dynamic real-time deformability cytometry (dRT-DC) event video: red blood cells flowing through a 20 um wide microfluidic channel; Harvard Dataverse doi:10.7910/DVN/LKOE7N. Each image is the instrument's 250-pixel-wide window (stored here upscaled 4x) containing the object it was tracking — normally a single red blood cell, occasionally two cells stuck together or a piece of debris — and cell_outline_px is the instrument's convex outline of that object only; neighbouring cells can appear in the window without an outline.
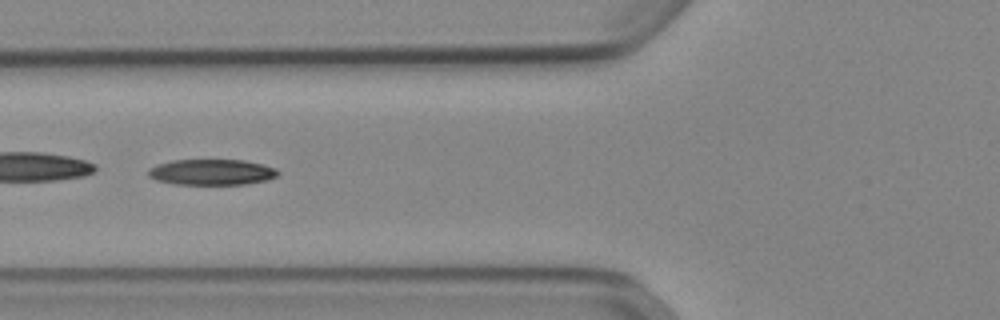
{"species": "Egyptian fruit bat (a non-hibernating species)", "species_latin": "Rousettus aegyptiacus", "temperature_condition": "cold", "stored_images_in_passage": 37, "camera_frame_rate_fps": 3000, "um_per_image_px": 0.085, "animal": {"sex": "female"}, "frame": {"image": 1, "passage_image": 6, "time_ms": 1.667, "image_size_px": [1000, 320], "cell_outline_px": [[280, 172], [276, 176], [268, 180], [244, 184], [172, 184], [156, 180], [148, 176], [148, 172], [152, 168], [160, 164], [172, 160], [244, 160], [276, 168]], "centroid_in_image_um": [18.02, 14.63], "position_along_channel_um": 107.8, "area_um2": 19.31}}
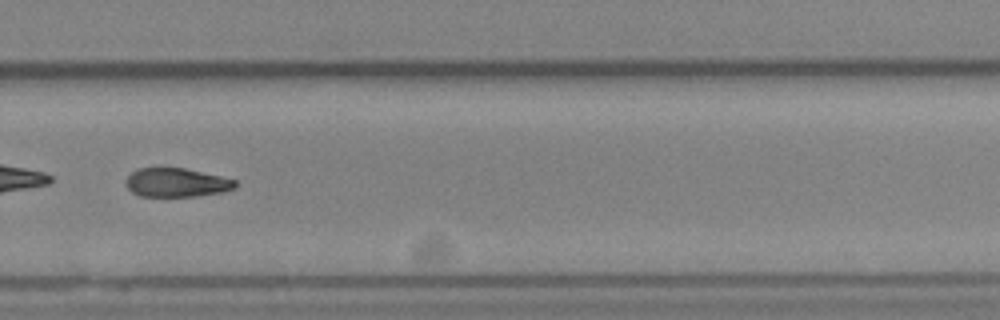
{"frame": {"image": 2, "passage_image": 22, "time_ms": 7.0, "image_size_px": [1000, 320], "cell_outline_px": [[236, 188], [224, 192], [196, 196], [140, 196], [132, 192], [128, 188], [124, 180], [132, 172], [140, 168], [184, 168], [220, 176], [236, 180]], "centroid_in_image_um": [15.01, 15.52], "position_along_channel_um": 314.8, "area_um2": 18.32}, "authors_computed_cell_mechanics": {"area_um2": 19.941, "velocity_mm_per_s": 3.897, "shape_relaxation_time_tau1_ms": 5.6422, "shape_relaxation_time_tau2_ms": null, "deformation_change_tau1": 0.1518, "deformation_change_tau2": null}}